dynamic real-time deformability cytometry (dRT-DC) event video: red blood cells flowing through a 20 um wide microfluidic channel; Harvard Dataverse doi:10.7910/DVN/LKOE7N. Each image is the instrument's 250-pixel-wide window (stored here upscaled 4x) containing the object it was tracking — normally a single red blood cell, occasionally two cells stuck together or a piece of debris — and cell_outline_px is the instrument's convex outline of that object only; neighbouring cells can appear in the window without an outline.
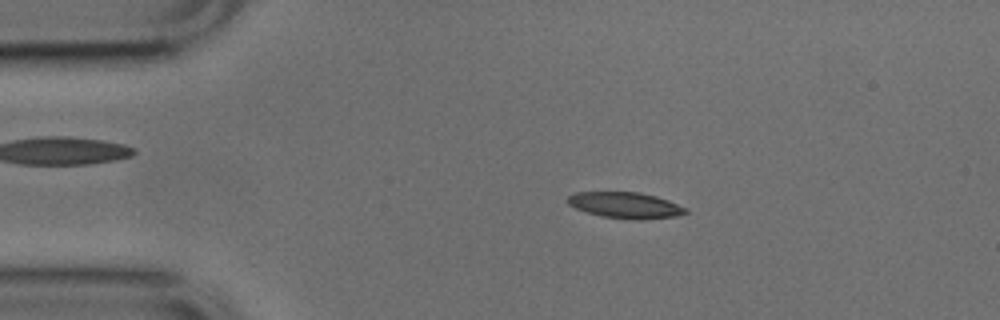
{"species": "common noctule bat (a hibernating species)", "species_latin": "Nyctalus noctula", "temperature_condition": "cold", "stored_images_in_passage": 8, "camera_frame_rate_fps": 3000, "um_per_image_px": 0.085, "animal": {"sex": "male", "body_mass_g": 17.9, "forearm_length_mm": 54.2}, "frame": {"image": 1, "passage_image": 1, "time_ms": 0.0, "image_size_px": [1000, 320], "cell_outline_px": [[688, 212], [676, 216], [640, 220], [604, 216], [588, 212], [576, 208], [568, 204], [568, 196], [576, 192], [640, 192], [656, 196], [668, 200], [688, 208]], "centroid_in_image_um": [53.2, 17.43], "position_along_channel_um": 31.8, "area_um2": 17.74}}
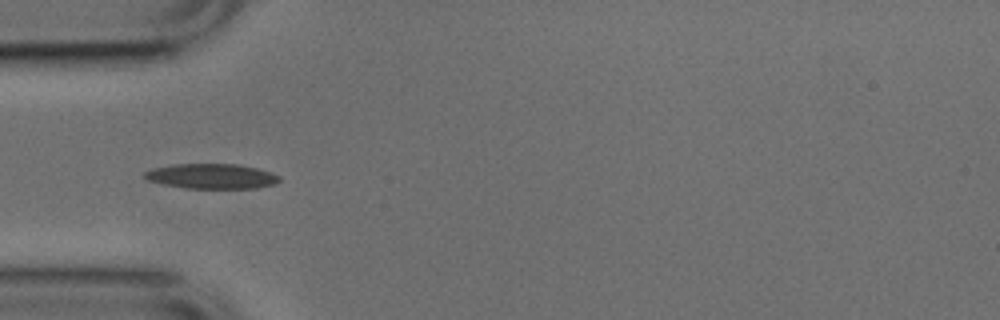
{"frame": {"image": 2, "passage_image": 7, "time_ms": 2.0, "image_size_px": [1000, 320], "cell_outline_px": [[280, 180], [276, 184], [256, 188], [184, 188], [164, 184], [148, 180], [144, 176], [144, 172], [152, 168], [176, 164], [236, 164], [256, 168], [280, 176]], "centroid_in_image_um": [17.98, 14.98], "position_along_channel_um": 67.0, "area_um2": 19.48}}